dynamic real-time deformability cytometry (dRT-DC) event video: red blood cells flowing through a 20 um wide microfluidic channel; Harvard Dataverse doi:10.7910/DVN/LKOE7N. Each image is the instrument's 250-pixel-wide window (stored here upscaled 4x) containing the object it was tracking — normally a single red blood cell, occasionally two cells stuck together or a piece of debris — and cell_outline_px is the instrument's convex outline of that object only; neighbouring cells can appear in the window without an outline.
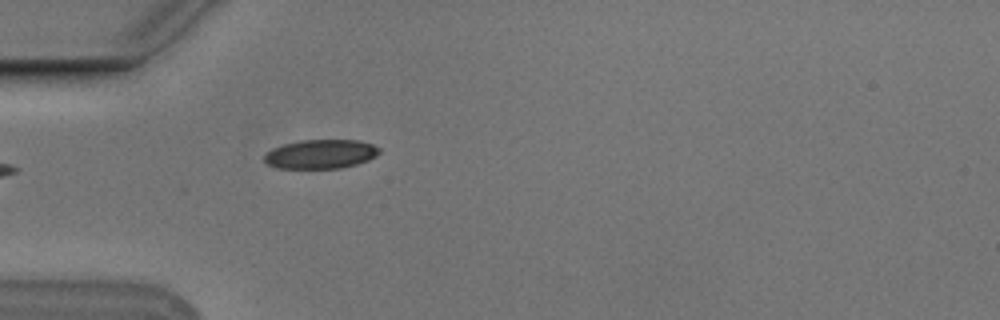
{"species": "Egyptian fruit bat (a non-hibernating species)", "species_latin": "Rousettus aegyptiacus", "temperature_condition": "cold", "stored_images_in_passage": 4, "camera_frame_rate_fps": 3000, "um_per_image_px": 0.085, "animal": {"sex": "male"}, "frame": {"image": 1, "passage_image": 1, "time_ms": 0.0, "image_size_px": [1000, 320], "cell_outline_px": [[380, 152], [376, 156], [368, 160], [356, 164], [340, 168], [276, 168], [268, 164], [264, 160], [264, 156], [272, 148], [284, 144], [300, 140], [360, 140], [372, 144], [380, 148]], "centroid_in_image_um": [27.27, 13.09], "position_along_channel_um": 57.7, "area_um2": 19.48}}